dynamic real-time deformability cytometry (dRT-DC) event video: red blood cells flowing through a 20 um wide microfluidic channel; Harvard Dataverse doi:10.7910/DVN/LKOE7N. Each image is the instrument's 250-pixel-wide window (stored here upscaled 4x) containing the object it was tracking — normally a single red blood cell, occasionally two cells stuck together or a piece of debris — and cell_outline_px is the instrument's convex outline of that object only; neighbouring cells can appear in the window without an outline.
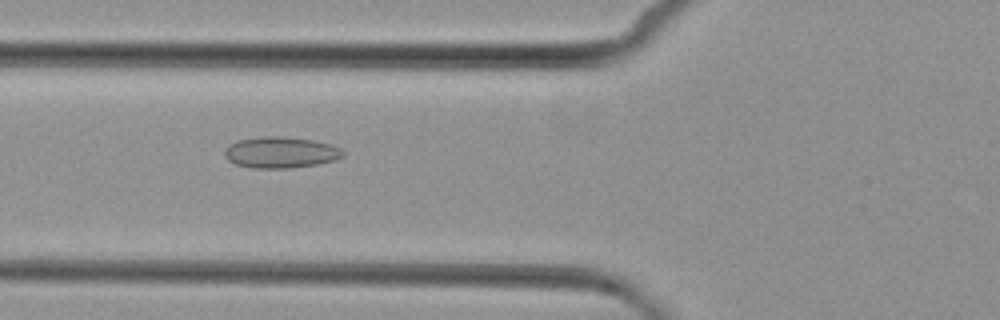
{"species": "common noctule bat (a hibernating species)", "species_latin": "Nyctalus noctula", "temperature_condition": "cold", "stored_images_in_passage": 7, "camera_frame_rate_fps": 3000, "um_per_image_px": 0.085, "animal": {"sex": "female", "body_mass_g": 29.2, "forearm_length_mm": 56.3}, "frame": {"image": 1, "passage_image": 2, "time_ms": 1.0, "image_size_px": [1000, 320], "cell_outline_px": [[344, 156], [336, 160], [316, 164], [292, 168], [252, 168], [236, 164], [228, 160], [224, 156], [224, 152], [236, 140], [264, 136], [284, 136], [312, 140], [328, 144], [340, 148], [344, 152]], "centroid_in_image_um": [23.86, 12.96], "position_along_channel_um": 101.9, "area_um2": 21.44}}
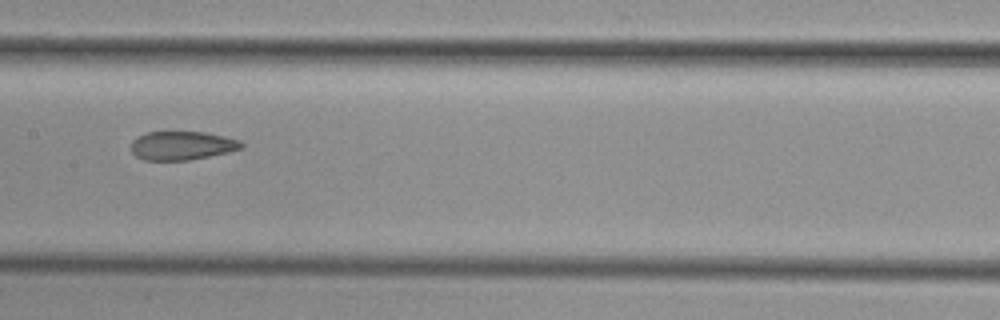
{"frame": {"image": 2, "passage_image": 4, "time_ms": 3.333, "image_size_px": [1000, 320], "cell_outline_px": [[244, 148], [228, 152], [188, 160], [144, 160], [136, 156], [132, 152], [132, 140], [136, 136], [148, 132], [204, 132], [224, 136], [240, 140], [244, 144]], "centroid_in_image_um": [15.48, 12.37], "position_along_channel_um": 191.9, "area_um2": 18.44}}
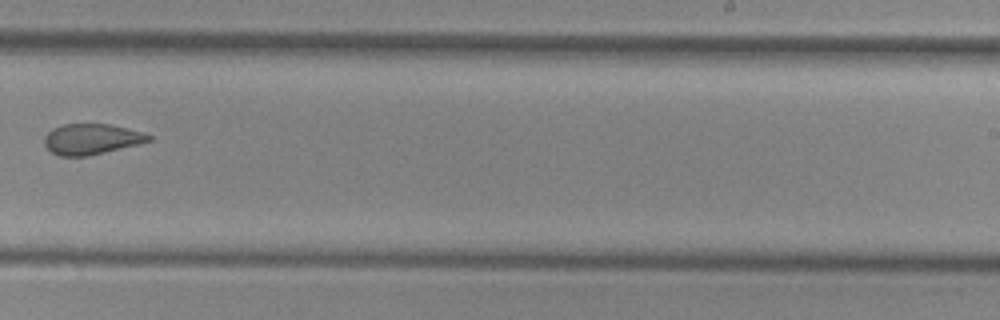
{"frame": {"image": 3, "passage_image": 6, "time_ms": 5.667, "image_size_px": [1000, 320], "cell_outline_px": [[152, 140], [140, 144], [88, 156], [60, 156], [52, 152], [44, 144], [44, 136], [52, 128], [64, 124], [108, 124], [144, 132], [152, 136]], "centroid_in_image_um": [7.79, 11.82], "position_along_channel_um": 281.2, "area_um2": 18.67}}